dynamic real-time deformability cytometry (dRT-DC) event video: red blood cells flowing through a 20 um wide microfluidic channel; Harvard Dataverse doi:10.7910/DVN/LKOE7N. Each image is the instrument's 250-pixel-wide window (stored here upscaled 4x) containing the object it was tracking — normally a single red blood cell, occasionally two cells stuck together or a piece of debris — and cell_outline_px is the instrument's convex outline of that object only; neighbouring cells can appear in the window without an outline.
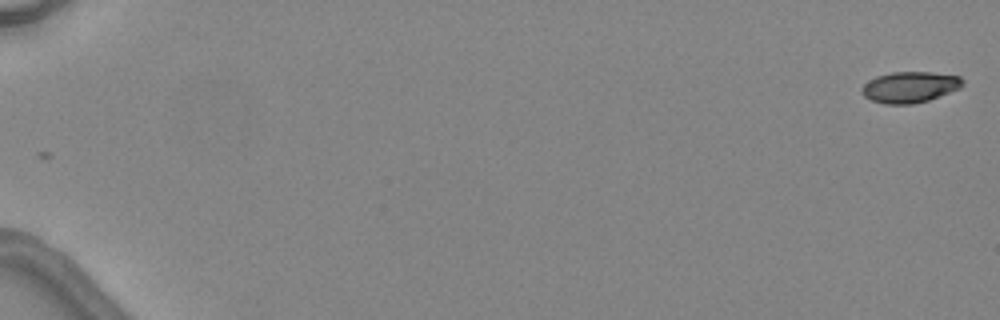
{"species": "common noctule bat (a hibernating species)", "species_latin": "Nyctalus noctula", "temperature_condition": "warm", "stored_images_in_passage": 2, "camera_frame_rate_fps": 3000, "um_per_image_px": 0.085, "animal": {"sex": "female", "body_mass_g": 24.6, "forearm_length_mm": 56.2}, "frame": {"image": 1, "passage_image": 2, "time_ms": 1.333, "image_size_px": [1000, 320], "cell_outline_px": [[964, 84], [960, 88], [928, 100], [912, 104], [884, 104], [872, 100], [864, 96], [860, 92], [860, 88], [868, 80], [876, 76], [892, 72], [932, 72], [960, 76], [964, 80]], "centroid_in_image_um": [77.32, 7.39], "position_along_channel_um": 7.7, "area_um2": 18.32}}